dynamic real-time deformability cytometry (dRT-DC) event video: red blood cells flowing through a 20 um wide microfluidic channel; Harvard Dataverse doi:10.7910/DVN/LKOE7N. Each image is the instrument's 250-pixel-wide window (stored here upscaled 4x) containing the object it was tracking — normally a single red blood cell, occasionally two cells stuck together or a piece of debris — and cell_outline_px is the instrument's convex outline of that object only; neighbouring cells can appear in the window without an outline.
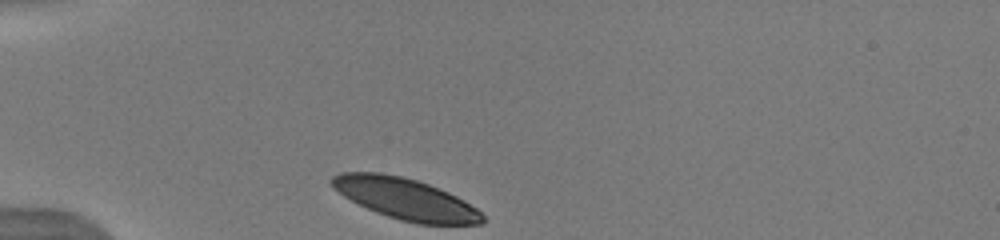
{"species": "human", "species_latin": "Homo sapiens", "temperature_condition": "warm", "stored_images_in_passage": 4, "camera_frame_rate_fps": 3000, "um_per_image_px": 0.085, "donor": {"sex": "male"}, "frame": {"image": 1, "passage_image": 1, "time_ms": 0.0, "image_size_px": [1000, 240], "cell_outline_px": [[484, 220], [480, 224], [416, 224], [400, 220], [376, 212], [344, 196], [328, 180], [332, 176], [340, 172], [380, 172], [400, 176], [416, 180], [428, 184], [448, 192], [464, 200], [476, 208], [484, 216]], "centroid_in_image_um": [34.47, 16.9], "position_along_channel_um": 50.5, "area_um2": 35.84}}